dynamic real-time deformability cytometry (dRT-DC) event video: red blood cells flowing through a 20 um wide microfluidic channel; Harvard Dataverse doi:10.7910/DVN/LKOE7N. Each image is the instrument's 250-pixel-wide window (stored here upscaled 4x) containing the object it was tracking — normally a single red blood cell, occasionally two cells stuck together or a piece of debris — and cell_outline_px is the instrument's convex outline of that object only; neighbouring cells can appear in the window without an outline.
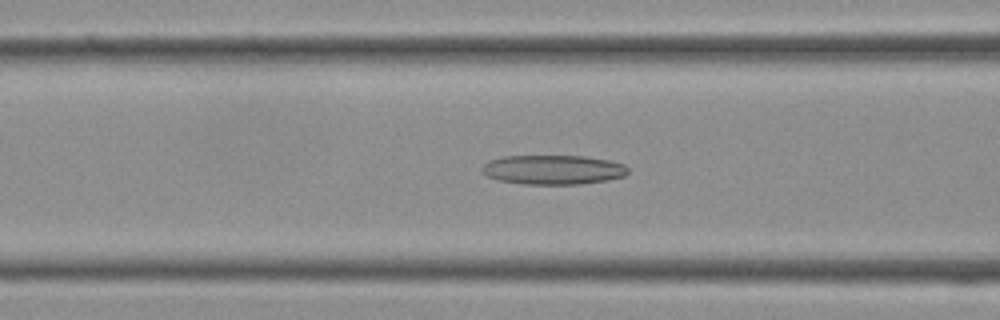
{"species": "Egyptian fruit bat (a non-hibernating species)", "species_latin": "Rousettus aegyptiacus", "temperature_condition": "cold", "stored_images_in_passage": 31, "camera_frame_rate_fps": 3000, "um_per_image_px": 0.085, "frame": {"image": 1, "passage_image": 14, "time_ms": 4.333, "image_size_px": [1000, 320], "cell_outline_px": [[628, 172], [624, 176], [608, 180], [580, 184], [524, 184], [496, 180], [488, 176], [480, 168], [488, 160], [504, 156], [584, 156], [608, 160], [624, 164], [628, 168]], "centroid_in_image_um": [47.0, 14.42], "position_along_channel_um": 119.6, "area_um2": 25.09}}
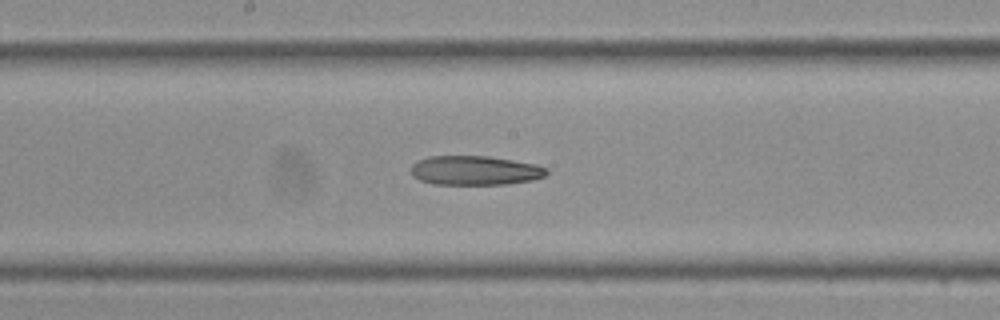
{"frame": {"image": 2, "passage_image": 19, "time_ms": 6.0, "image_size_px": [1000, 320], "cell_outline_px": [[548, 172], [544, 176], [532, 180], [504, 184], [432, 184], [420, 180], [412, 176], [412, 164], [416, 160], [428, 156], [488, 156], [536, 164], [548, 168]], "centroid_in_image_um": [40.35, 14.48], "position_along_channel_um": 207.8, "area_um2": 23.18}}
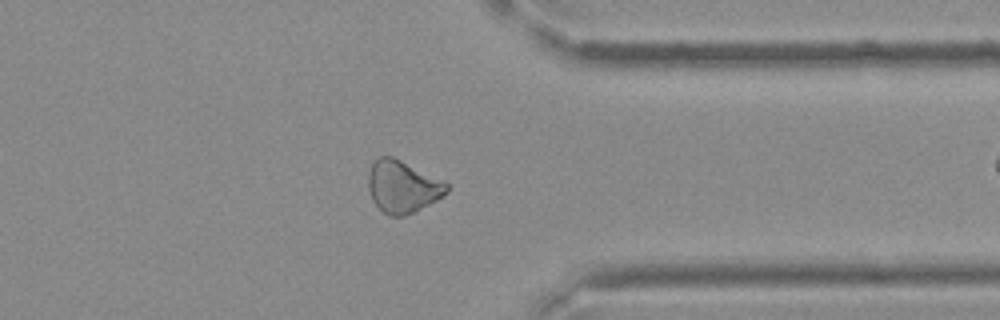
{"frame": {"image": 3, "passage_image": 29, "time_ms": 9.333, "image_size_px": [1000, 320], "cell_outline_px": [[448, 192], [444, 196], [404, 216], [388, 216], [372, 200], [368, 188], [368, 172], [372, 164], [380, 156], [392, 156], [444, 180], [448, 184]], "centroid_in_image_um": [34.22, 15.85], "position_along_channel_um": 377.2, "area_um2": 23.76}}